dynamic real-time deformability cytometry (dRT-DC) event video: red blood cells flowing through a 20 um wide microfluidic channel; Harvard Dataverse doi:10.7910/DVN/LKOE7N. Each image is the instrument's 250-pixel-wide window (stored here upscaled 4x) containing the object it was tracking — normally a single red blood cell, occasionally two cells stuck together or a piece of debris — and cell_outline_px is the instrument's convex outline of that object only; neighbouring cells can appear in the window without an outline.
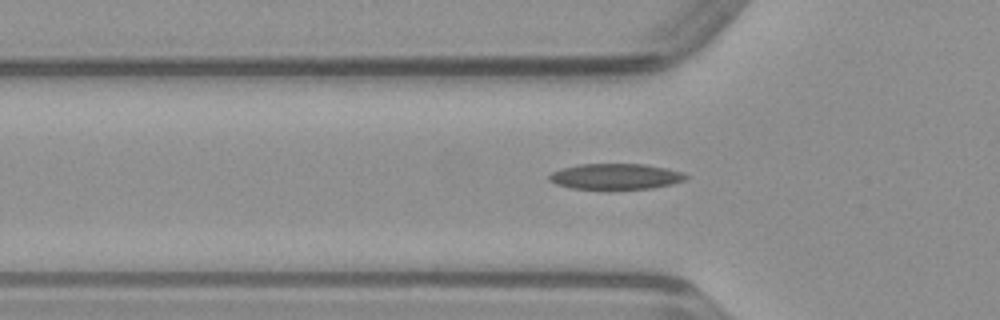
{"species": "common noctule bat (a hibernating species)", "species_latin": "Nyctalus noctula", "temperature_condition": "warm", "stored_images_in_passage": 33, "camera_frame_rate_fps": 3000, "um_per_image_px": 0.085, "animal": {"sex": "male", "body_mass_g": 23.1, "forearm_length_mm": 52.7}, "frame": {"image": 1, "passage_image": 6, "time_ms": 1.667, "image_size_px": [1000, 320], "cell_outline_px": [[688, 176], [684, 180], [672, 184], [652, 188], [572, 188], [556, 184], [548, 180], [548, 176], [552, 172], [564, 168], [580, 164], [644, 164], [664, 168], [680, 172]], "centroid_in_image_um": [52.3, 14.99], "position_along_channel_um": 73.5, "area_um2": 20.0}}
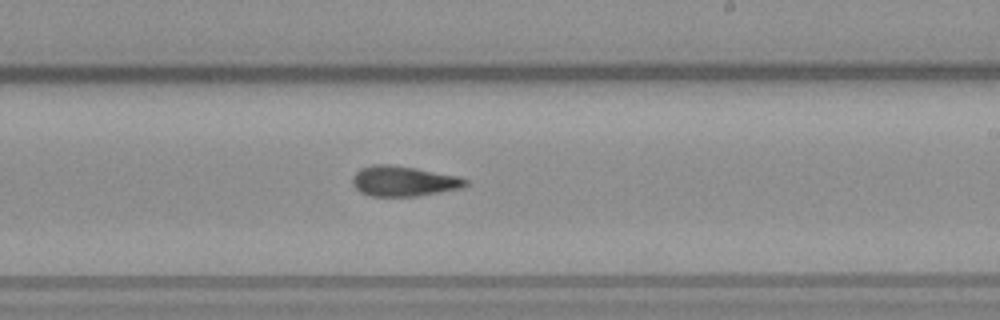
{"frame": {"image": 2, "passage_image": 19, "time_ms": 6.0, "image_size_px": [1000, 320], "cell_outline_px": [[468, 184], [460, 188], [440, 192], [416, 196], [372, 196], [360, 192], [352, 184], [352, 176], [360, 168], [372, 164], [388, 164], [416, 168], [456, 176], [468, 180]], "centroid_in_image_um": [34.26, 15.39], "position_along_channel_um": 254.7, "area_um2": 19.83}}
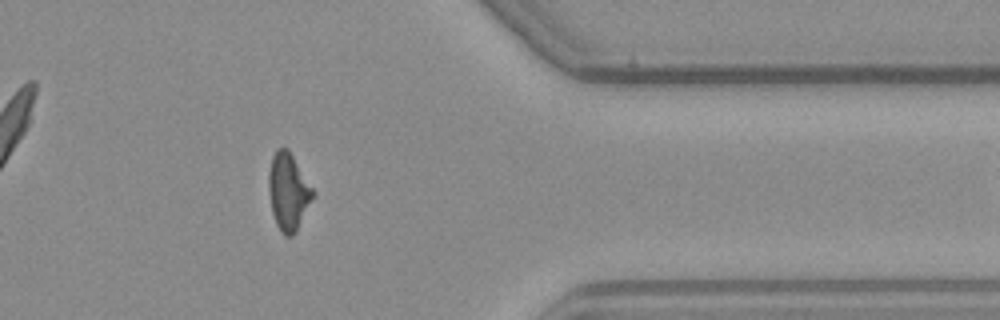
{"frame": {"image": 3, "passage_image": 30, "time_ms": 9.667, "image_size_px": [1000, 320], "cell_outline_px": [[316, 196], [296, 232], [292, 236], [284, 236], [280, 232], [276, 224], [272, 212], [268, 188], [268, 176], [272, 156], [276, 148], [288, 148], [316, 192]], "centroid_in_image_um": [24.53, 16.31], "position_along_channel_um": 386.9, "area_um2": 20.35}}